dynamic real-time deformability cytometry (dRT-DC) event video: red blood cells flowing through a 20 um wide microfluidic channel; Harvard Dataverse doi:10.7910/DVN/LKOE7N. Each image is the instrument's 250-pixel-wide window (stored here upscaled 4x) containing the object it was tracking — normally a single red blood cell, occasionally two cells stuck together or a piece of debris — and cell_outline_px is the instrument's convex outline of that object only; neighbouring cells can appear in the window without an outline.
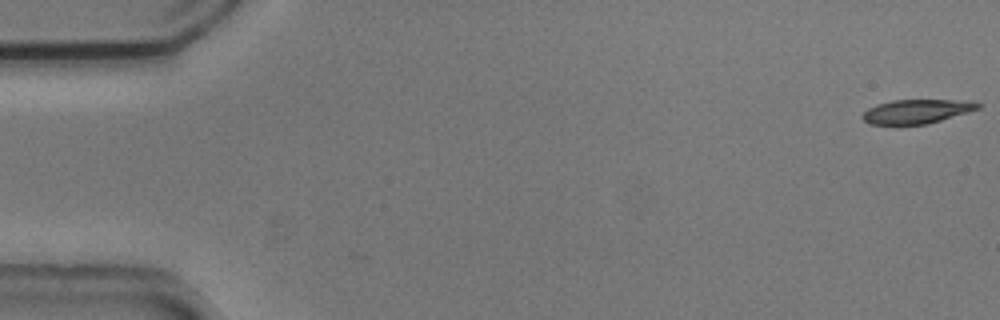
{"species": "common noctule bat (a hibernating species)", "species_latin": "Nyctalus noctula", "temperature_condition": "cold", "stored_images_in_passage": 11, "camera_frame_rate_fps": 3000, "um_per_image_px": 0.085, "animal": {"sex": "male", "body_mass_g": 20.5, "forearm_length_mm": 52.5}, "frame": {"image": 1, "passage_image": 1, "time_ms": 0.0, "image_size_px": [1000, 320], "cell_outline_px": [[980, 108], [968, 112], [928, 124], [872, 124], [864, 120], [860, 116], [868, 108], [876, 104], [892, 100], [972, 100], [980, 104]], "centroid_in_image_um": [77.93, 9.46], "position_along_channel_um": 7.1, "area_um2": 16.18}}